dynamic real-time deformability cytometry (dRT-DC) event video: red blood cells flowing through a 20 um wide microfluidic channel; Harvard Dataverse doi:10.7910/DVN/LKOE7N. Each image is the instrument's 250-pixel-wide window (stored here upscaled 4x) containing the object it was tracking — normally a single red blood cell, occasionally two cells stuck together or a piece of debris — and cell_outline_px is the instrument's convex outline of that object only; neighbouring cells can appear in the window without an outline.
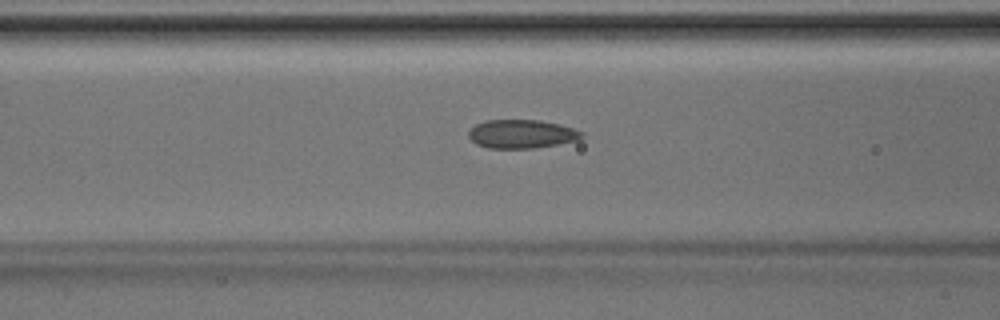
{"species": "Egyptian fruit bat (a non-hibernating species)", "species_latin": "Rousettus aegyptiacus", "temperature_condition": "room temperature", "stored_images_in_passage": 44, "camera_frame_rate_fps": 3000, "um_per_image_px": 0.085, "animal": {"sex": "male"}, "frame": {"image": 1, "passage_image": 17, "time_ms": 5.333, "image_size_px": [1000, 320], "cell_outline_px": [[584, 136], [576, 140], [536, 148], [488, 148], [476, 144], [468, 136], [468, 132], [476, 124], [484, 120], [540, 120], [560, 124], [584, 132]], "centroid_in_image_um": [44.33, 11.38], "position_along_channel_um": 122.3, "area_um2": 18.84}}
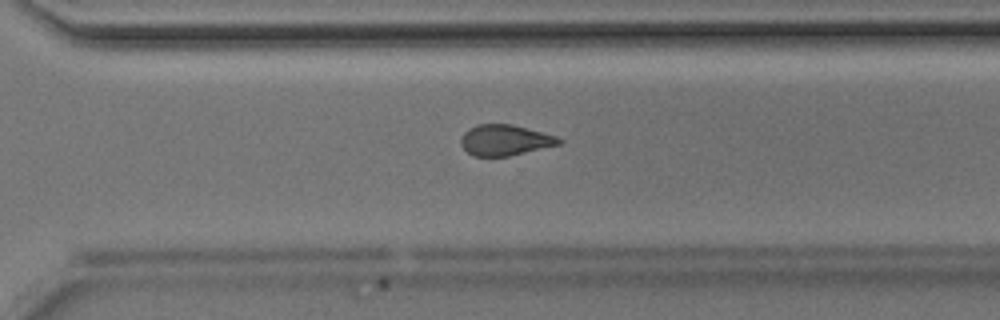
{"frame": {"image": 2, "passage_image": 31, "time_ms": 10.0, "image_size_px": [1000, 320], "cell_outline_px": [[564, 140], [560, 144], [508, 156], [472, 156], [460, 144], [460, 140], [464, 132], [468, 128], [476, 124], [512, 124], [556, 136]], "centroid_in_image_um": [42.89, 11.9], "position_along_channel_um": 327.7, "area_um2": 17.51}}
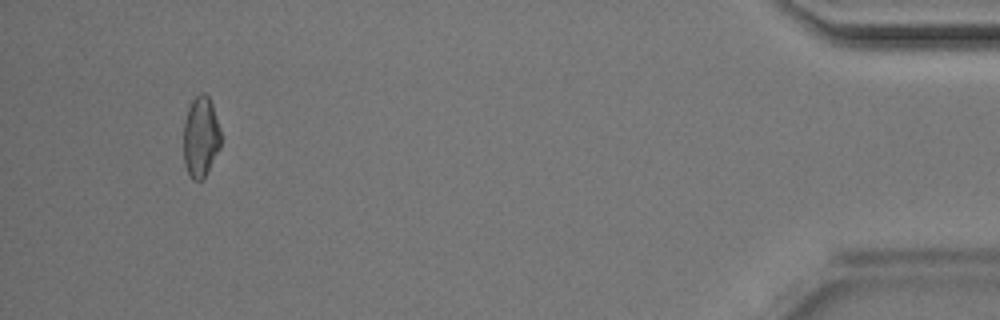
{"frame": {"image": 3, "passage_image": 42, "time_ms": 13.667, "image_size_px": [1000, 320], "cell_outline_px": [[220, 148], [204, 176], [200, 180], [192, 180], [184, 164], [184, 120], [188, 108], [192, 100], [200, 92], [204, 92], [208, 96], [212, 104], [220, 132]], "centroid_in_image_um": [17.04, 11.61], "position_along_channel_um": 418.2, "area_um2": 17.28}}